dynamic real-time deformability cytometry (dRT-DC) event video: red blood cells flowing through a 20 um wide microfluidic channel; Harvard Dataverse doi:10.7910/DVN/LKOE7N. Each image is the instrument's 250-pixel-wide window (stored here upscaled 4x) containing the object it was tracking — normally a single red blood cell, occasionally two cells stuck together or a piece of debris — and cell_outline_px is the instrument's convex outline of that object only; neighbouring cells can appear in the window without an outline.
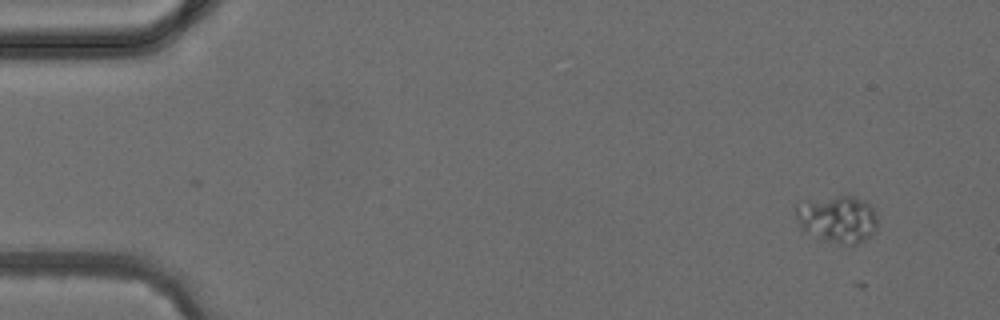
{"species": "common noctule bat (a hibernating species)", "species_latin": "Nyctalus noctula", "temperature_condition": "cold", "stored_images_in_passage": 4, "camera_frame_rate_fps": 3000, "um_per_image_px": 0.085, "animal": {"sex": "female", "body_mass_g": 24.6, "forearm_length_mm": 56.2}, "frame": {"image": 1, "passage_image": 1, "time_ms": 0.0, "image_size_px": [1000, 320], "cell_outline_px": [[876, 232], [872, 236], [860, 244], [844, 244], [824, 240], [804, 232], [800, 228], [796, 220], [796, 208], [808, 204], [836, 196], [852, 196], [864, 200], [876, 212]], "centroid_in_image_um": [71.26, 18.69], "position_along_channel_um": 13.7, "area_um2": 21.96}}
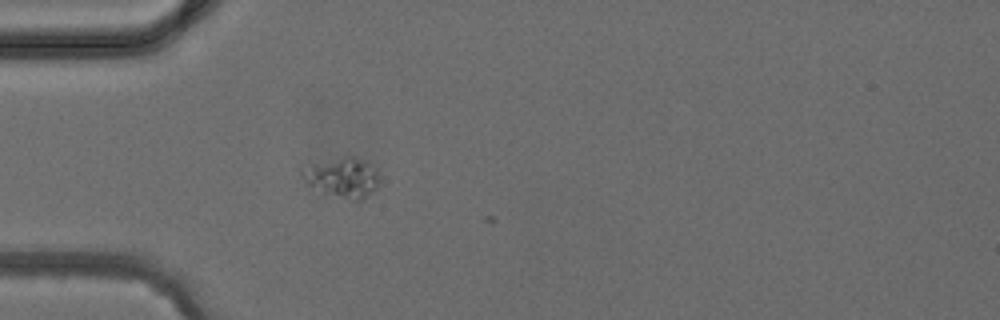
{"frame": {"image": 2, "passage_image": 4, "time_ms": 3.333, "image_size_px": [1000, 320], "cell_outline_px": [[380, 180], [376, 188], [372, 192], [360, 200], [352, 200], [324, 192], [308, 184], [300, 172], [300, 168], [344, 156], [356, 156], [368, 160], [376, 168]], "centroid_in_image_um": [29.18, 15.05], "position_along_channel_um": 55.8, "area_um2": 17.8}}